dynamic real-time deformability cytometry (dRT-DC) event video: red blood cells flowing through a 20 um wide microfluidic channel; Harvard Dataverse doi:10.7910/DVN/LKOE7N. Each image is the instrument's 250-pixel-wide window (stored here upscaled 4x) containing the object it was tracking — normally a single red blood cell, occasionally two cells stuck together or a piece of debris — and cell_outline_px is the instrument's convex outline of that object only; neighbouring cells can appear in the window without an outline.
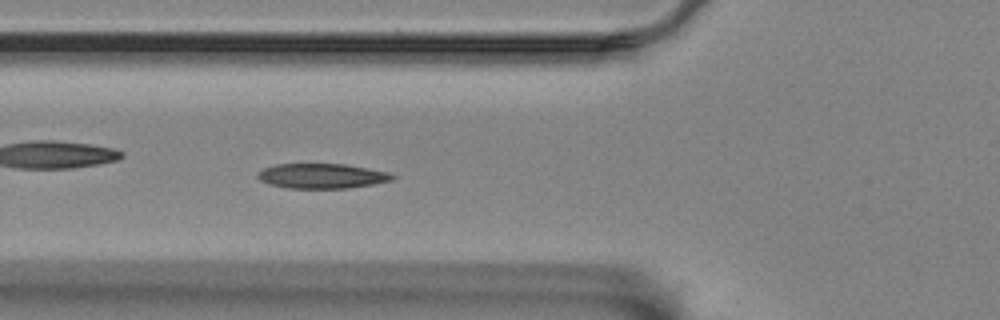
{"species": "Egyptian fruit bat (a non-hibernating species)", "species_latin": "Rousettus aegyptiacus", "temperature_condition": "room temperature", "stored_images_in_passage": 47, "camera_frame_rate_fps": 3000, "um_per_image_px": 0.085, "animal": {"sex": "female"}, "frame": {"image": 1, "passage_image": 9, "time_ms": 2.667, "image_size_px": [1000, 320], "cell_outline_px": [[396, 176], [392, 180], [372, 184], [348, 188], [288, 188], [268, 184], [260, 180], [256, 176], [256, 172], [264, 168], [276, 164], [344, 164], [368, 168], [388, 172]], "centroid_in_image_um": [27.32, 14.95], "position_along_channel_um": 98.5, "area_um2": 19.54}}
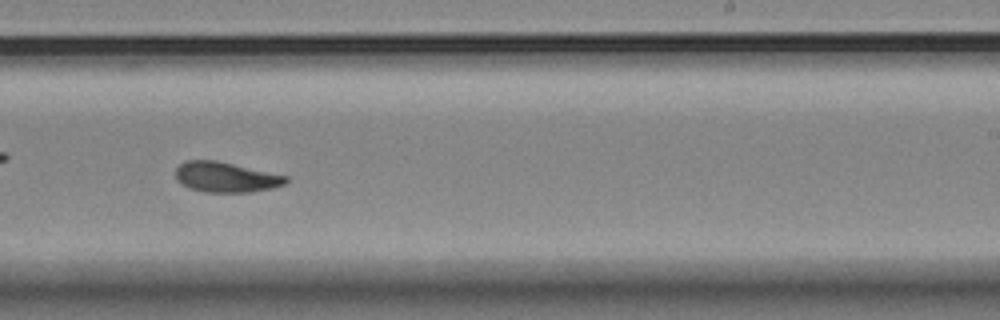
{"frame": {"image": 2, "passage_image": 24, "time_ms": 7.667, "image_size_px": [1000, 320], "cell_outline_px": [[288, 180], [284, 184], [272, 188], [252, 192], [204, 192], [188, 188], [180, 184], [176, 180], [176, 168], [184, 160], [216, 160], [288, 176]], "centroid_in_image_um": [19.16, 15.06], "position_along_channel_um": 269.8, "area_um2": 19.54}}
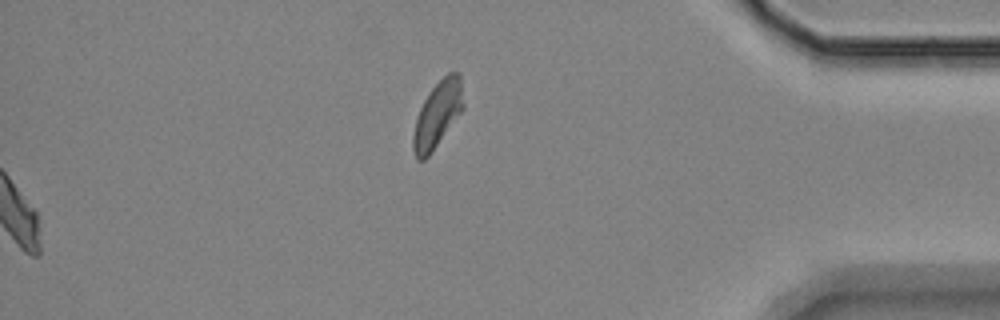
{"frame": {"image": 3, "passage_image": 47, "time_ms": 15.333, "image_size_px": [1000, 320], "cell_outline_px": [[464, 108], [428, 156], [424, 160], [416, 160], [412, 148], [412, 136], [416, 120], [420, 108], [424, 100], [432, 88], [448, 72], [460, 72], [464, 104]], "centroid_in_image_um": [37.18, 9.72], "position_along_channel_um": 398.0, "area_um2": 19.13}, "authors_computed_cell_mechanics": {"area_um2": 19.5942, "velocity_mm_per_s": 3.4228, "shape_relaxation_time_tau1_ms": 5.8027, "shape_relaxation_time_tau2_ms": 2.5078, "deformation_change_tau1": 0.1644, "deformation_change_tau2": 0.075}}